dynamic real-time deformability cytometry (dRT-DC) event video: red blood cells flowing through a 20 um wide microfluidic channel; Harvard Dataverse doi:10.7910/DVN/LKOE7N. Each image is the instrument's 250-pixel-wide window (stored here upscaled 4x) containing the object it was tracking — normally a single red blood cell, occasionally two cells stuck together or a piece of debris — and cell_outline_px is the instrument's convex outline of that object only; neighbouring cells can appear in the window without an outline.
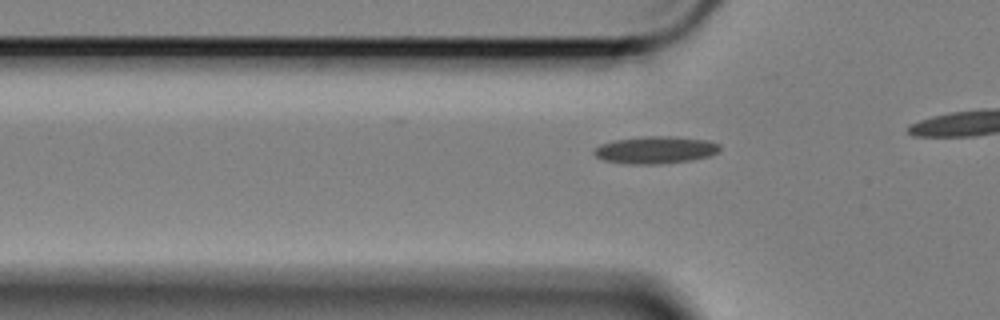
{"species": "Egyptian fruit bat (a non-hibernating species)", "species_latin": "Rousettus aegyptiacus", "temperature_condition": "cold", "stored_images_in_passage": 10, "camera_frame_rate_fps": 3000, "um_per_image_px": 0.085, "animal": {"sex": "female"}, "frame": {"image": 1, "passage_image": 4, "time_ms": 1.0, "image_size_px": [1000, 320], "cell_outline_px": [[720, 152], [708, 156], [688, 160], [660, 164], [628, 164], [604, 160], [596, 156], [592, 152], [600, 144], [616, 140], [644, 136], [672, 136], [708, 140], [720, 144]], "centroid_in_image_um": [55.73, 12.74], "position_along_channel_um": 70.1, "area_um2": 19.94}}
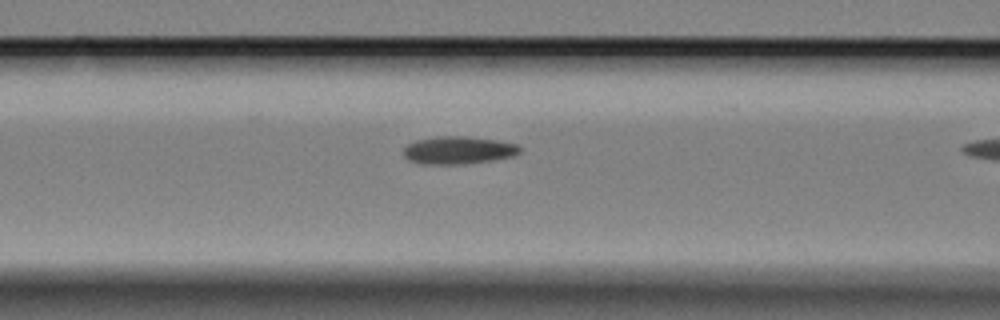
{"frame": {"image": 2, "passage_image": 9, "time_ms": 2.667, "image_size_px": [1000, 320], "cell_outline_px": [[520, 152], [512, 156], [492, 160], [464, 164], [420, 164], [408, 160], [404, 156], [404, 148], [408, 144], [416, 140], [436, 136], [468, 136], [496, 140], [516, 144], [520, 148]], "centroid_in_image_um": [38.92, 12.77], "position_along_channel_um": 127.7, "area_um2": 18.79}}